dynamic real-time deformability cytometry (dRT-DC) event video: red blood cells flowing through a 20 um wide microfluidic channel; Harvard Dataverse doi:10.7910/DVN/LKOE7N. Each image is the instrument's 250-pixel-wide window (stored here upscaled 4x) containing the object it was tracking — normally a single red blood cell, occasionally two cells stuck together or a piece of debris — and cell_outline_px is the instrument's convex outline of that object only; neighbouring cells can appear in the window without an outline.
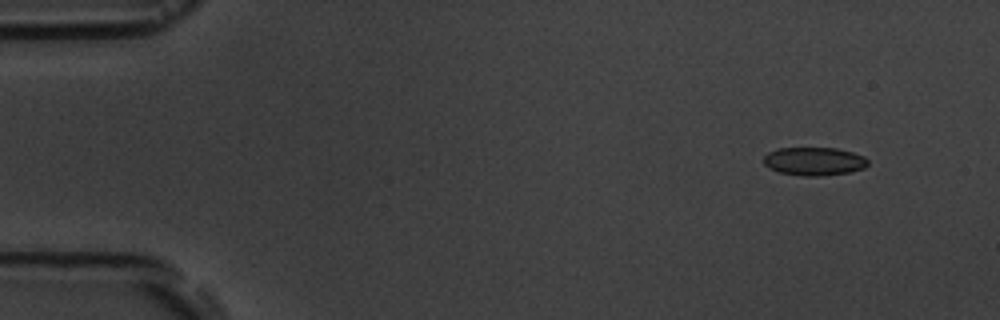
{"species": "common noctule bat (a hibernating species)", "species_latin": "Nyctalus noctula", "temperature_condition": "room temperature", "stored_images_in_passage": 6, "camera_frame_rate_fps": 3000, "um_per_image_px": 0.085, "animal": {"sex": "male", "body_mass_g": 19.5, "forearm_length_mm": 54.6}, "frame": {"image": 1, "passage_image": 1, "time_ms": 0.0, "image_size_px": [1000, 320], "cell_outline_px": [[868, 164], [864, 168], [848, 172], [820, 176], [804, 176], [780, 172], [768, 168], [764, 164], [764, 156], [768, 152], [776, 148], [836, 148], [852, 152], [864, 156], [868, 160]], "centroid_in_image_um": [69.18, 13.7], "position_along_channel_um": 15.8, "area_um2": 17.17}}
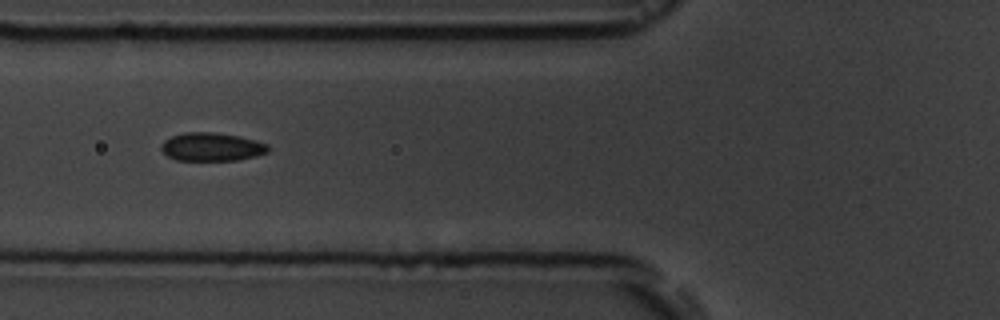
{"frame": {"image": 2, "passage_image": 5, "time_ms": 5.333, "image_size_px": [1000, 320], "cell_outline_px": [[268, 152], [256, 156], [236, 160], [176, 160], [168, 156], [160, 148], [160, 144], [164, 140], [172, 136], [184, 132], [212, 132], [240, 136], [256, 140], [268, 144]], "centroid_in_image_um": [17.99, 12.48], "position_along_channel_um": 107.8, "area_um2": 17.69}}
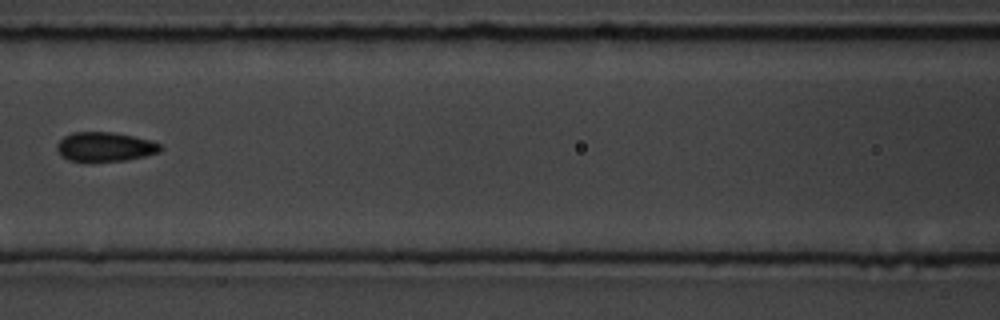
{"frame": {"image": 3, "passage_image": 6, "time_ms": 6.667, "image_size_px": [1000, 320], "cell_outline_px": [[164, 148], [160, 152], [144, 156], [124, 160], [68, 160], [56, 148], [56, 144], [64, 136], [72, 132], [112, 132], [152, 140], [160, 144]], "centroid_in_image_um": [8.96, 12.45], "position_along_channel_um": 157.6, "area_um2": 17.34}}